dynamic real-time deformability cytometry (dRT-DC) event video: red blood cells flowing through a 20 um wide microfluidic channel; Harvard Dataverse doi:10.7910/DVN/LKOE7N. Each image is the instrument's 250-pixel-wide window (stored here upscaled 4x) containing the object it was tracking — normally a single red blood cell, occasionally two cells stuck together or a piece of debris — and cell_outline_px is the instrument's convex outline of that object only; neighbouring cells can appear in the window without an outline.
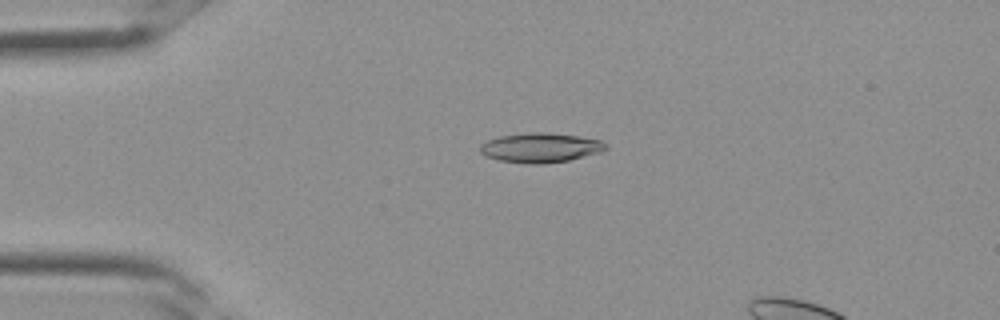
{"species": "Egyptian fruit bat (a non-hibernating species)", "species_latin": "Rousettus aegyptiacus", "temperature_condition": "room temperature", "stored_images_in_passage": 28, "camera_frame_rate_fps": 3000, "um_per_image_px": 0.085, "frame": {"image": 1, "passage_image": 4, "time_ms": 1.0, "image_size_px": [1000, 320], "cell_outline_px": [[608, 148], [600, 152], [568, 160], [544, 164], [532, 164], [500, 160], [488, 156], [480, 152], [480, 144], [488, 140], [500, 136], [528, 132], [544, 132], [576, 136], [600, 140], [608, 144]], "centroid_in_image_um": [45.95, 12.55], "position_along_channel_um": 39.1, "area_um2": 21.44}}
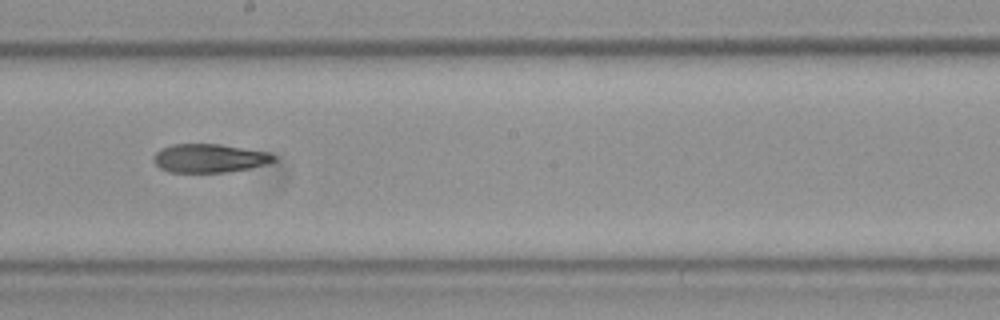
{"frame": {"image": 2, "passage_image": 15, "time_ms": 4.667, "image_size_px": [1000, 320], "cell_outline_px": [[276, 160], [264, 164], [248, 168], [228, 172], [168, 172], [160, 168], [152, 160], [152, 156], [160, 148], [172, 144], [220, 144], [268, 152], [276, 156]], "centroid_in_image_um": [17.75, 13.44], "position_along_channel_um": 230.5, "area_um2": 20.06}}
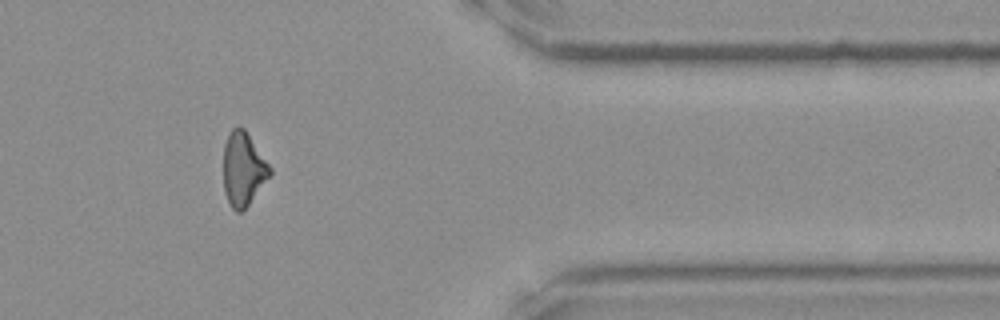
{"frame": {"image": 3, "passage_image": 24, "time_ms": 7.667, "image_size_px": [1000, 320], "cell_outline_px": [[272, 172], [248, 204], [240, 212], [236, 212], [232, 208], [224, 192], [224, 144], [228, 132], [232, 128], [244, 128], [272, 168]], "centroid_in_image_um": [20.66, 14.34], "position_along_channel_um": 390.7, "area_um2": 19.59}}